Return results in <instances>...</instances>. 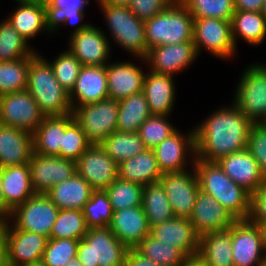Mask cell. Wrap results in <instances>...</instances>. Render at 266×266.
<instances>
[{
	"label": "cell",
	"instance_id": "cell-38",
	"mask_svg": "<svg viewBox=\"0 0 266 266\" xmlns=\"http://www.w3.org/2000/svg\"><path fill=\"white\" fill-rule=\"evenodd\" d=\"M134 249L160 266H181L190 259L178 247L160 242L150 234Z\"/></svg>",
	"mask_w": 266,
	"mask_h": 266
},
{
	"label": "cell",
	"instance_id": "cell-51",
	"mask_svg": "<svg viewBox=\"0 0 266 266\" xmlns=\"http://www.w3.org/2000/svg\"><path fill=\"white\" fill-rule=\"evenodd\" d=\"M173 0H130L129 9L140 20L146 21L164 11Z\"/></svg>",
	"mask_w": 266,
	"mask_h": 266
},
{
	"label": "cell",
	"instance_id": "cell-49",
	"mask_svg": "<svg viewBox=\"0 0 266 266\" xmlns=\"http://www.w3.org/2000/svg\"><path fill=\"white\" fill-rule=\"evenodd\" d=\"M91 145L81 126L74 121L64 133L60 157L76 161Z\"/></svg>",
	"mask_w": 266,
	"mask_h": 266
},
{
	"label": "cell",
	"instance_id": "cell-21",
	"mask_svg": "<svg viewBox=\"0 0 266 266\" xmlns=\"http://www.w3.org/2000/svg\"><path fill=\"white\" fill-rule=\"evenodd\" d=\"M150 235L160 242L181 249L190 259L196 258L200 235L189 218L174 217L150 228Z\"/></svg>",
	"mask_w": 266,
	"mask_h": 266
},
{
	"label": "cell",
	"instance_id": "cell-16",
	"mask_svg": "<svg viewBox=\"0 0 266 266\" xmlns=\"http://www.w3.org/2000/svg\"><path fill=\"white\" fill-rule=\"evenodd\" d=\"M234 266H262L264 260L260 225L237 220L231 226Z\"/></svg>",
	"mask_w": 266,
	"mask_h": 266
},
{
	"label": "cell",
	"instance_id": "cell-56",
	"mask_svg": "<svg viewBox=\"0 0 266 266\" xmlns=\"http://www.w3.org/2000/svg\"><path fill=\"white\" fill-rule=\"evenodd\" d=\"M99 4L129 6L130 0H97Z\"/></svg>",
	"mask_w": 266,
	"mask_h": 266
},
{
	"label": "cell",
	"instance_id": "cell-61",
	"mask_svg": "<svg viewBox=\"0 0 266 266\" xmlns=\"http://www.w3.org/2000/svg\"><path fill=\"white\" fill-rule=\"evenodd\" d=\"M24 266H44L42 261L31 263V264H26Z\"/></svg>",
	"mask_w": 266,
	"mask_h": 266
},
{
	"label": "cell",
	"instance_id": "cell-36",
	"mask_svg": "<svg viewBox=\"0 0 266 266\" xmlns=\"http://www.w3.org/2000/svg\"><path fill=\"white\" fill-rule=\"evenodd\" d=\"M151 116L143 91L118 101L117 130L138 132L139 127Z\"/></svg>",
	"mask_w": 266,
	"mask_h": 266
},
{
	"label": "cell",
	"instance_id": "cell-4",
	"mask_svg": "<svg viewBox=\"0 0 266 266\" xmlns=\"http://www.w3.org/2000/svg\"><path fill=\"white\" fill-rule=\"evenodd\" d=\"M194 18L180 0L173 2L161 13L145 21L148 49L193 41Z\"/></svg>",
	"mask_w": 266,
	"mask_h": 266
},
{
	"label": "cell",
	"instance_id": "cell-58",
	"mask_svg": "<svg viewBox=\"0 0 266 266\" xmlns=\"http://www.w3.org/2000/svg\"><path fill=\"white\" fill-rule=\"evenodd\" d=\"M181 266H203L197 258L189 259L185 264Z\"/></svg>",
	"mask_w": 266,
	"mask_h": 266
},
{
	"label": "cell",
	"instance_id": "cell-59",
	"mask_svg": "<svg viewBox=\"0 0 266 266\" xmlns=\"http://www.w3.org/2000/svg\"><path fill=\"white\" fill-rule=\"evenodd\" d=\"M17 2H23V3H38L42 5H46L49 0H15Z\"/></svg>",
	"mask_w": 266,
	"mask_h": 266
},
{
	"label": "cell",
	"instance_id": "cell-45",
	"mask_svg": "<svg viewBox=\"0 0 266 266\" xmlns=\"http://www.w3.org/2000/svg\"><path fill=\"white\" fill-rule=\"evenodd\" d=\"M193 18H218L232 20L234 0H180Z\"/></svg>",
	"mask_w": 266,
	"mask_h": 266
},
{
	"label": "cell",
	"instance_id": "cell-46",
	"mask_svg": "<svg viewBox=\"0 0 266 266\" xmlns=\"http://www.w3.org/2000/svg\"><path fill=\"white\" fill-rule=\"evenodd\" d=\"M167 117L168 115H151L139 127L138 134L147 149H153L177 130Z\"/></svg>",
	"mask_w": 266,
	"mask_h": 266
},
{
	"label": "cell",
	"instance_id": "cell-22",
	"mask_svg": "<svg viewBox=\"0 0 266 266\" xmlns=\"http://www.w3.org/2000/svg\"><path fill=\"white\" fill-rule=\"evenodd\" d=\"M106 65L82 66L75 85L69 93L72 109L108 98Z\"/></svg>",
	"mask_w": 266,
	"mask_h": 266
},
{
	"label": "cell",
	"instance_id": "cell-48",
	"mask_svg": "<svg viewBox=\"0 0 266 266\" xmlns=\"http://www.w3.org/2000/svg\"><path fill=\"white\" fill-rule=\"evenodd\" d=\"M79 240L54 239L47 242L42 262L44 266H64L72 258L76 257Z\"/></svg>",
	"mask_w": 266,
	"mask_h": 266
},
{
	"label": "cell",
	"instance_id": "cell-41",
	"mask_svg": "<svg viewBox=\"0 0 266 266\" xmlns=\"http://www.w3.org/2000/svg\"><path fill=\"white\" fill-rule=\"evenodd\" d=\"M28 45L7 19L0 23V62L31 57L36 50Z\"/></svg>",
	"mask_w": 266,
	"mask_h": 266
},
{
	"label": "cell",
	"instance_id": "cell-20",
	"mask_svg": "<svg viewBox=\"0 0 266 266\" xmlns=\"http://www.w3.org/2000/svg\"><path fill=\"white\" fill-rule=\"evenodd\" d=\"M189 221L201 236L229 229L237 219L212 196L199 191Z\"/></svg>",
	"mask_w": 266,
	"mask_h": 266
},
{
	"label": "cell",
	"instance_id": "cell-14",
	"mask_svg": "<svg viewBox=\"0 0 266 266\" xmlns=\"http://www.w3.org/2000/svg\"><path fill=\"white\" fill-rule=\"evenodd\" d=\"M190 171L163 173L159 179L175 217L189 218L199 190L198 179L191 163Z\"/></svg>",
	"mask_w": 266,
	"mask_h": 266
},
{
	"label": "cell",
	"instance_id": "cell-57",
	"mask_svg": "<svg viewBox=\"0 0 266 266\" xmlns=\"http://www.w3.org/2000/svg\"><path fill=\"white\" fill-rule=\"evenodd\" d=\"M260 230L262 234L263 252L266 256V225H260Z\"/></svg>",
	"mask_w": 266,
	"mask_h": 266
},
{
	"label": "cell",
	"instance_id": "cell-35",
	"mask_svg": "<svg viewBox=\"0 0 266 266\" xmlns=\"http://www.w3.org/2000/svg\"><path fill=\"white\" fill-rule=\"evenodd\" d=\"M231 29L235 46L236 40L240 37L251 46L259 45L265 41L266 18L262 12L235 10Z\"/></svg>",
	"mask_w": 266,
	"mask_h": 266
},
{
	"label": "cell",
	"instance_id": "cell-10",
	"mask_svg": "<svg viewBox=\"0 0 266 266\" xmlns=\"http://www.w3.org/2000/svg\"><path fill=\"white\" fill-rule=\"evenodd\" d=\"M59 210L46 194H35L16 207L8 220L18 229L41 234L50 239Z\"/></svg>",
	"mask_w": 266,
	"mask_h": 266
},
{
	"label": "cell",
	"instance_id": "cell-37",
	"mask_svg": "<svg viewBox=\"0 0 266 266\" xmlns=\"http://www.w3.org/2000/svg\"><path fill=\"white\" fill-rule=\"evenodd\" d=\"M142 207L150 228L175 217L167 195L159 182L144 185Z\"/></svg>",
	"mask_w": 266,
	"mask_h": 266
},
{
	"label": "cell",
	"instance_id": "cell-31",
	"mask_svg": "<svg viewBox=\"0 0 266 266\" xmlns=\"http://www.w3.org/2000/svg\"><path fill=\"white\" fill-rule=\"evenodd\" d=\"M89 0H49L45 5L46 27L48 33L57 31L62 24L77 26L73 33L86 29L90 24L83 23L85 14V5ZM82 22V24H81Z\"/></svg>",
	"mask_w": 266,
	"mask_h": 266
},
{
	"label": "cell",
	"instance_id": "cell-42",
	"mask_svg": "<svg viewBox=\"0 0 266 266\" xmlns=\"http://www.w3.org/2000/svg\"><path fill=\"white\" fill-rule=\"evenodd\" d=\"M88 230L83 211L62 209L59 210L50 238L80 240Z\"/></svg>",
	"mask_w": 266,
	"mask_h": 266
},
{
	"label": "cell",
	"instance_id": "cell-62",
	"mask_svg": "<svg viewBox=\"0 0 266 266\" xmlns=\"http://www.w3.org/2000/svg\"><path fill=\"white\" fill-rule=\"evenodd\" d=\"M262 14L265 16L266 18V0H264V8L262 10Z\"/></svg>",
	"mask_w": 266,
	"mask_h": 266
},
{
	"label": "cell",
	"instance_id": "cell-43",
	"mask_svg": "<svg viewBox=\"0 0 266 266\" xmlns=\"http://www.w3.org/2000/svg\"><path fill=\"white\" fill-rule=\"evenodd\" d=\"M143 187L118 177L105 189L113 211L142 206Z\"/></svg>",
	"mask_w": 266,
	"mask_h": 266
},
{
	"label": "cell",
	"instance_id": "cell-17",
	"mask_svg": "<svg viewBox=\"0 0 266 266\" xmlns=\"http://www.w3.org/2000/svg\"><path fill=\"white\" fill-rule=\"evenodd\" d=\"M76 170L94 190H105L118 178V164L96 144L76 160Z\"/></svg>",
	"mask_w": 266,
	"mask_h": 266
},
{
	"label": "cell",
	"instance_id": "cell-52",
	"mask_svg": "<svg viewBox=\"0 0 266 266\" xmlns=\"http://www.w3.org/2000/svg\"><path fill=\"white\" fill-rule=\"evenodd\" d=\"M249 220L258 225H266V181L251 195Z\"/></svg>",
	"mask_w": 266,
	"mask_h": 266
},
{
	"label": "cell",
	"instance_id": "cell-30",
	"mask_svg": "<svg viewBox=\"0 0 266 266\" xmlns=\"http://www.w3.org/2000/svg\"><path fill=\"white\" fill-rule=\"evenodd\" d=\"M196 258L203 266H234L231 227L201 235Z\"/></svg>",
	"mask_w": 266,
	"mask_h": 266
},
{
	"label": "cell",
	"instance_id": "cell-28",
	"mask_svg": "<svg viewBox=\"0 0 266 266\" xmlns=\"http://www.w3.org/2000/svg\"><path fill=\"white\" fill-rule=\"evenodd\" d=\"M172 75L153 71L145 74L143 92L151 115H170L175 99V83Z\"/></svg>",
	"mask_w": 266,
	"mask_h": 266
},
{
	"label": "cell",
	"instance_id": "cell-34",
	"mask_svg": "<svg viewBox=\"0 0 266 266\" xmlns=\"http://www.w3.org/2000/svg\"><path fill=\"white\" fill-rule=\"evenodd\" d=\"M18 8L6 18L14 29L27 41L46 31L45 5L17 2ZM29 39V40H28Z\"/></svg>",
	"mask_w": 266,
	"mask_h": 266
},
{
	"label": "cell",
	"instance_id": "cell-8",
	"mask_svg": "<svg viewBox=\"0 0 266 266\" xmlns=\"http://www.w3.org/2000/svg\"><path fill=\"white\" fill-rule=\"evenodd\" d=\"M238 83L233 103L253 124L266 123V65H249Z\"/></svg>",
	"mask_w": 266,
	"mask_h": 266
},
{
	"label": "cell",
	"instance_id": "cell-12",
	"mask_svg": "<svg viewBox=\"0 0 266 266\" xmlns=\"http://www.w3.org/2000/svg\"><path fill=\"white\" fill-rule=\"evenodd\" d=\"M45 118L38 103L26 89L0 96V123L31 134Z\"/></svg>",
	"mask_w": 266,
	"mask_h": 266
},
{
	"label": "cell",
	"instance_id": "cell-23",
	"mask_svg": "<svg viewBox=\"0 0 266 266\" xmlns=\"http://www.w3.org/2000/svg\"><path fill=\"white\" fill-rule=\"evenodd\" d=\"M110 230L129 249H134L150 234V227L142 206L113 211Z\"/></svg>",
	"mask_w": 266,
	"mask_h": 266
},
{
	"label": "cell",
	"instance_id": "cell-7",
	"mask_svg": "<svg viewBox=\"0 0 266 266\" xmlns=\"http://www.w3.org/2000/svg\"><path fill=\"white\" fill-rule=\"evenodd\" d=\"M128 251L109 227L90 228L78 242L76 257L83 266H125Z\"/></svg>",
	"mask_w": 266,
	"mask_h": 266
},
{
	"label": "cell",
	"instance_id": "cell-1",
	"mask_svg": "<svg viewBox=\"0 0 266 266\" xmlns=\"http://www.w3.org/2000/svg\"><path fill=\"white\" fill-rule=\"evenodd\" d=\"M232 104L228 108L220 107L195 127L196 159L217 162L246 149L253 123Z\"/></svg>",
	"mask_w": 266,
	"mask_h": 266
},
{
	"label": "cell",
	"instance_id": "cell-15",
	"mask_svg": "<svg viewBox=\"0 0 266 266\" xmlns=\"http://www.w3.org/2000/svg\"><path fill=\"white\" fill-rule=\"evenodd\" d=\"M161 173L182 172L188 170L187 155L194 163L196 146L194 128L187 134L176 130L168 138L153 148ZM190 153V154H188Z\"/></svg>",
	"mask_w": 266,
	"mask_h": 266
},
{
	"label": "cell",
	"instance_id": "cell-27",
	"mask_svg": "<svg viewBox=\"0 0 266 266\" xmlns=\"http://www.w3.org/2000/svg\"><path fill=\"white\" fill-rule=\"evenodd\" d=\"M2 190L7 220L16 207L36 194L30 180L29 164L2 167Z\"/></svg>",
	"mask_w": 266,
	"mask_h": 266
},
{
	"label": "cell",
	"instance_id": "cell-29",
	"mask_svg": "<svg viewBox=\"0 0 266 266\" xmlns=\"http://www.w3.org/2000/svg\"><path fill=\"white\" fill-rule=\"evenodd\" d=\"M75 121L74 115L45 117L33 133V152L59 156L66 129Z\"/></svg>",
	"mask_w": 266,
	"mask_h": 266
},
{
	"label": "cell",
	"instance_id": "cell-47",
	"mask_svg": "<svg viewBox=\"0 0 266 266\" xmlns=\"http://www.w3.org/2000/svg\"><path fill=\"white\" fill-rule=\"evenodd\" d=\"M55 78L70 93L82 68L79 60L67 49L50 62Z\"/></svg>",
	"mask_w": 266,
	"mask_h": 266
},
{
	"label": "cell",
	"instance_id": "cell-63",
	"mask_svg": "<svg viewBox=\"0 0 266 266\" xmlns=\"http://www.w3.org/2000/svg\"><path fill=\"white\" fill-rule=\"evenodd\" d=\"M262 266H266V256L264 257V260H263Z\"/></svg>",
	"mask_w": 266,
	"mask_h": 266
},
{
	"label": "cell",
	"instance_id": "cell-53",
	"mask_svg": "<svg viewBox=\"0 0 266 266\" xmlns=\"http://www.w3.org/2000/svg\"><path fill=\"white\" fill-rule=\"evenodd\" d=\"M125 266H160L157 263L142 256L135 249H129Z\"/></svg>",
	"mask_w": 266,
	"mask_h": 266
},
{
	"label": "cell",
	"instance_id": "cell-11",
	"mask_svg": "<svg viewBox=\"0 0 266 266\" xmlns=\"http://www.w3.org/2000/svg\"><path fill=\"white\" fill-rule=\"evenodd\" d=\"M193 43L198 56L205 48L215 57L231 59L237 49L232 38L231 22L218 18H194Z\"/></svg>",
	"mask_w": 266,
	"mask_h": 266
},
{
	"label": "cell",
	"instance_id": "cell-6",
	"mask_svg": "<svg viewBox=\"0 0 266 266\" xmlns=\"http://www.w3.org/2000/svg\"><path fill=\"white\" fill-rule=\"evenodd\" d=\"M110 29V35L133 56L144 58L147 54L145 21L140 20L128 6L99 4Z\"/></svg>",
	"mask_w": 266,
	"mask_h": 266
},
{
	"label": "cell",
	"instance_id": "cell-24",
	"mask_svg": "<svg viewBox=\"0 0 266 266\" xmlns=\"http://www.w3.org/2000/svg\"><path fill=\"white\" fill-rule=\"evenodd\" d=\"M217 162L233 182L251 195L266 181L259 165L247 149L227 155Z\"/></svg>",
	"mask_w": 266,
	"mask_h": 266
},
{
	"label": "cell",
	"instance_id": "cell-55",
	"mask_svg": "<svg viewBox=\"0 0 266 266\" xmlns=\"http://www.w3.org/2000/svg\"><path fill=\"white\" fill-rule=\"evenodd\" d=\"M6 220V204L2 190V168L0 167V222Z\"/></svg>",
	"mask_w": 266,
	"mask_h": 266
},
{
	"label": "cell",
	"instance_id": "cell-26",
	"mask_svg": "<svg viewBox=\"0 0 266 266\" xmlns=\"http://www.w3.org/2000/svg\"><path fill=\"white\" fill-rule=\"evenodd\" d=\"M33 153V134L0 123V167L28 163Z\"/></svg>",
	"mask_w": 266,
	"mask_h": 266
},
{
	"label": "cell",
	"instance_id": "cell-32",
	"mask_svg": "<svg viewBox=\"0 0 266 266\" xmlns=\"http://www.w3.org/2000/svg\"><path fill=\"white\" fill-rule=\"evenodd\" d=\"M94 189L78 173L54 185L46 195L60 209L82 211Z\"/></svg>",
	"mask_w": 266,
	"mask_h": 266
},
{
	"label": "cell",
	"instance_id": "cell-13",
	"mask_svg": "<svg viewBox=\"0 0 266 266\" xmlns=\"http://www.w3.org/2000/svg\"><path fill=\"white\" fill-rule=\"evenodd\" d=\"M28 164L36 194H46L54 185L77 173L76 161L59 156H44L33 152Z\"/></svg>",
	"mask_w": 266,
	"mask_h": 266
},
{
	"label": "cell",
	"instance_id": "cell-39",
	"mask_svg": "<svg viewBox=\"0 0 266 266\" xmlns=\"http://www.w3.org/2000/svg\"><path fill=\"white\" fill-rule=\"evenodd\" d=\"M100 145L117 164L147 149L138 132L118 130L109 135Z\"/></svg>",
	"mask_w": 266,
	"mask_h": 266
},
{
	"label": "cell",
	"instance_id": "cell-5",
	"mask_svg": "<svg viewBox=\"0 0 266 266\" xmlns=\"http://www.w3.org/2000/svg\"><path fill=\"white\" fill-rule=\"evenodd\" d=\"M0 222V266H24L42 260L48 237Z\"/></svg>",
	"mask_w": 266,
	"mask_h": 266
},
{
	"label": "cell",
	"instance_id": "cell-18",
	"mask_svg": "<svg viewBox=\"0 0 266 266\" xmlns=\"http://www.w3.org/2000/svg\"><path fill=\"white\" fill-rule=\"evenodd\" d=\"M198 57L193 41L172 45L154 46L148 49L144 58H140L149 66V70L166 75L177 74L187 69Z\"/></svg>",
	"mask_w": 266,
	"mask_h": 266
},
{
	"label": "cell",
	"instance_id": "cell-2",
	"mask_svg": "<svg viewBox=\"0 0 266 266\" xmlns=\"http://www.w3.org/2000/svg\"><path fill=\"white\" fill-rule=\"evenodd\" d=\"M193 167L200 191L215 198L237 220L249 219L251 194L233 182L218 162L196 159Z\"/></svg>",
	"mask_w": 266,
	"mask_h": 266
},
{
	"label": "cell",
	"instance_id": "cell-25",
	"mask_svg": "<svg viewBox=\"0 0 266 266\" xmlns=\"http://www.w3.org/2000/svg\"><path fill=\"white\" fill-rule=\"evenodd\" d=\"M106 77L109 98L116 101L143 91L145 73L134 63L109 61L106 64Z\"/></svg>",
	"mask_w": 266,
	"mask_h": 266
},
{
	"label": "cell",
	"instance_id": "cell-54",
	"mask_svg": "<svg viewBox=\"0 0 266 266\" xmlns=\"http://www.w3.org/2000/svg\"><path fill=\"white\" fill-rule=\"evenodd\" d=\"M235 10L262 12L264 0H234Z\"/></svg>",
	"mask_w": 266,
	"mask_h": 266
},
{
	"label": "cell",
	"instance_id": "cell-50",
	"mask_svg": "<svg viewBox=\"0 0 266 266\" xmlns=\"http://www.w3.org/2000/svg\"><path fill=\"white\" fill-rule=\"evenodd\" d=\"M246 149L254 157L266 179V123L251 125Z\"/></svg>",
	"mask_w": 266,
	"mask_h": 266
},
{
	"label": "cell",
	"instance_id": "cell-9",
	"mask_svg": "<svg viewBox=\"0 0 266 266\" xmlns=\"http://www.w3.org/2000/svg\"><path fill=\"white\" fill-rule=\"evenodd\" d=\"M73 115L89 142L100 145L117 131L118 101L108 97L96 103L77 106L73 109Z\"/></svg>",
	"mask_w": 266,
	"mask_h": 266
},
{
	"label": "cell",
	"instance_id": "cell-3",
	"mask_svg": "<svg viewBox=\"0 0 266 266\" xmlns=\"http://www.w3.org/2000/svg\"><path fill=\"white\" fill-rule=\"evenodd\" d=\"M27 90L45 117L66 116L73 113L69 93L55 78L50 62L38 52L30 57Z\"/></svg>",
	"mask_w": 266,
	"mask_h": 266
},
{
	"label": "cell",
	"instance_id": "cell-33",
	"mask_svg": "<svg viewBox=\"0 0 266 266\" xmlns=\"http://www.w3.org/2000/svg\"><path fill=\"white\" fill-rule=\"evenodd\" d=\"M162 175L153 149H146L118 164L119 178L143 186L157 183Z\"/></svg>",
	"mask_w": 266,
	"mask_h": 266
},
{
	"label": "cell",
	"instance_id": "cell-40",
	"mask_svg": "<svg viewBox=\"0 0 266 266\" xmlns=\"http://www.w3.org/2000/svg\"><path fill=\"white\" fill-rule=\"evenodd\" d=\"M30 57L0 62V96L27 89Z\"/></svg>",
	"mask_w": 266,
	"mask_h": 266
},
{
	"label": "cell",
	"instance_id": "cell-44",
	"mask_svg": "<svg viewBox=\"0 0 266 266\" xmlns=\"http://www.w3.org/2000/svg\"><path fill=\"white\" fill-rule=\"evenodd\" d=\"M82 211L89 229L106 228L112 222L113 209L105 190H94Z\"/></svg>",
	"mask_w": 266,
	"mask_h": 266
},
{
	"label": "cell",
	"instance_id": "cell-60",
	"mask_svg": "<svg viewBox=\"0 0 266 266\" xmlns=\"http://www.w3.org/2000/svg\"><path fill=\"white\" fill-rule=\"evenodd\" d=\"M64 266H83L77 257L72 258Z\"/></svg>",
	"mask_w": 266,
	"mask_h": 266
},
{
	"label": "cell",
	"instance_id": "cell-19",
	"mask_svg": "<svg viewBox=\"0 0 266 266\" xmlns=\"http://www.w3.org/2000/svg\"><path fill=\"white\" fill-rule=\"evenodd\" d=\"M68 50L82 66H104L108 62L111 47L101 28L90 24L86 29L72 33Z\"/></svg>",
	"mask_w": 266,
	"mask_h": 266
}]
</instances>
